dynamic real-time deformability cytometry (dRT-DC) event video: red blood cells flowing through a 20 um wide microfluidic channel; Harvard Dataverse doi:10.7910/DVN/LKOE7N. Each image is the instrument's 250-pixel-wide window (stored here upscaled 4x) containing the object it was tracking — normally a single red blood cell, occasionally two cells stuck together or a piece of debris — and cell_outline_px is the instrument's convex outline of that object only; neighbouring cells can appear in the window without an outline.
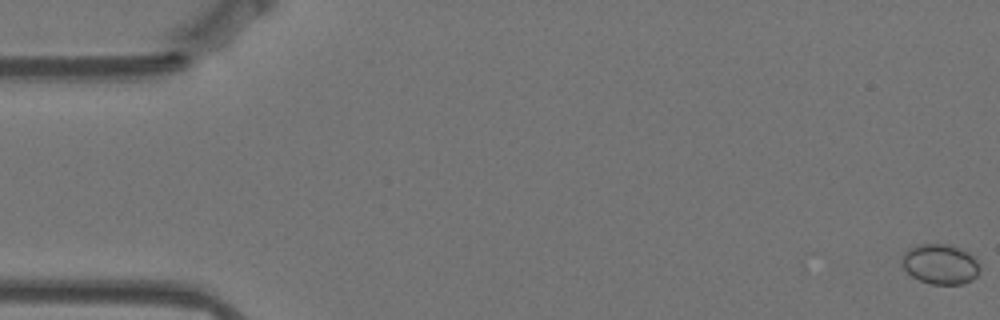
{"species": "Egyptian fruit bat (a non-hibernating species)", "species_latin": "Rousettus aegyptiacus", "temperature_condition": "warm", "stored_images_in_passage": 6, "camera_frame_rate_fps": 3000, "um_per_image_px": 0.085, "animal": {"sex": "female"}, "frame": {"image": 1, "passage_image": 1, "time_ms": 0.0, "image_size_px": [1000, 320], "cell_outline_px": [[980, 272], [972, 280], [964, 284], [932, 284], [920, 280], [912, 276], [900, 264], [900, 260], [904, 252], [908, 248], [916, 244], [952, 244], [968, 252], [976, 260], [980, 268]], "centroid_in_image_um": [79.9, 22.44], "position_along_channel_um": 5.1, "area_um2": 18.44}}